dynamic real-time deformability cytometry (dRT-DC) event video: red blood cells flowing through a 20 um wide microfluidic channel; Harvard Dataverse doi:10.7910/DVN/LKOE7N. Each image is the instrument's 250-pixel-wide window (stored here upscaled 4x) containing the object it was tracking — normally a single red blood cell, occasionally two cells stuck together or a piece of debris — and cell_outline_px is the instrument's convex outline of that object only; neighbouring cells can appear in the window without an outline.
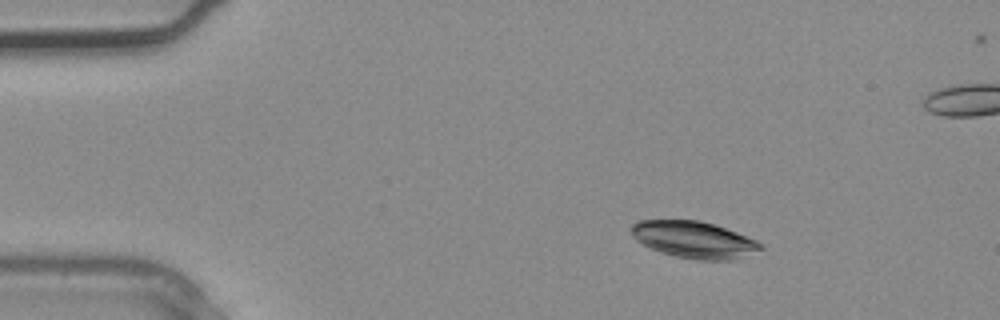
{"species": "common noctule bat (a hibernating species)", "species_latin": "Nyctalus noctula", "temperature_condition": "warm", "stored_images_in_passage": 3, "camera_frame_rate_fps": 3000, "um_per_image_px": 0.085, "animal": {"sex": "male", "body_mass_g": 20.4}, "frame": {"image": 1, "passage_image": 1, "time_ms": 0.0, "image_size_px": [1000, 320], "cell_outline_px": [[764, 248], [732, 260], [700, 260], [676, 256], [660, 252], [636, 240], [632, 236], [632, 224], [640, 220], [700, 220], [716, 224], [756, 240], [764, 244]], "centroid_in_image_um": [59.0, 20.36], "position_along_channel_um": 26.0, "area_um2": 27.57}}